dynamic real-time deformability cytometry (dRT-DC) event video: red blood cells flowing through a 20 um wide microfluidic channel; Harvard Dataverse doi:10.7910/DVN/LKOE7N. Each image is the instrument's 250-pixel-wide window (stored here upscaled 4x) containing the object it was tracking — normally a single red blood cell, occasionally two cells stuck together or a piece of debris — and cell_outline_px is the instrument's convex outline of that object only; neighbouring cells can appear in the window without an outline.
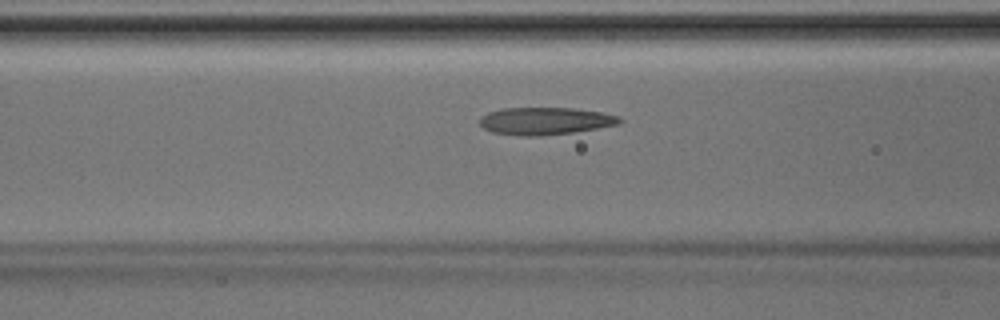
{"species": "Egyptian fruit bat (a non-hibernating species)", "species_latin": "Rousettus aegyptiacus", "temperature_condition": "room temperature", "stored_images_in_passage": 15, "camera_frame_rate_fps": 3000, "um_per_image_px": 0.085, "animal": {"sex": "male"}, "frame": {"image": 1, "passage_image": 13, "time_ms": 4.0, "image_size_px": [1000, 320], "cell_outline_px": [[624, 120], [620, 124], [572, 132], [540, 136], [524, 136], [492, 132], [484, 128], [480, 124], [480, 116], [488, 112], [504, 108], [572, 108], [600, 112], [620, 116]], "centroid_in_image_um": [46.35, 10.28], "position_along_channel_um": 120.3, "area_um2": 22.25}}